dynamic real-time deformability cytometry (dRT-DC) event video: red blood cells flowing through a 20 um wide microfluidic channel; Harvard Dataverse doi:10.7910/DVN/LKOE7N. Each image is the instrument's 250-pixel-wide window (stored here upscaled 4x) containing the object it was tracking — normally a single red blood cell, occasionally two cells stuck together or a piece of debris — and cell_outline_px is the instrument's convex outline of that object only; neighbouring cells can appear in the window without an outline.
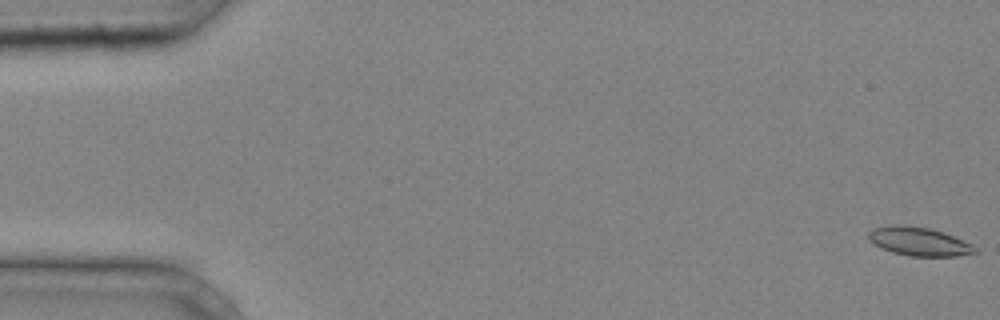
{"species": "common noctule bat (a hibernating species)", "species_latin": "Nyctalus noctula", "temperature_condition": "cold", "stored_images_in_passage": 42, "camera_frame_rate_fps": 3000, "um_per_image_px": 0.085, "animal": {"sex": "male", "body_mass_g": 20.4}, "frame": {"image": 1, "passage_image": 1, "time_ms": 0.0, "image_size_px": [1000, 320], "cell_outline_px": [[980, 252], [956, 256], [908, 256], [892, 252], [880, 248], [872, 244], [868, 240], [868, 232], [872, 228], [892, 224], [904, 224], [928, 228], [944, 232], [972, 244]], "centroid_in_image_um": [78.07, 20.52], "position_along_channel_um": 6.9, "area_um2": 18.09}}
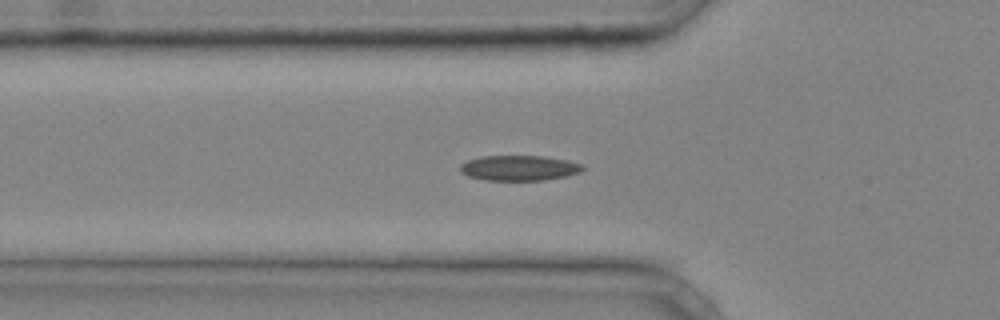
{"frame": {"image": 2, "passage_image": 15, "time_ms": 4.667, "image_size_px": [1000, 320], "cell_outline_px": [[584, 168], [580, 172], [564, 176], [544, 180], [484, 180], [468, 176], [460, 172], [460, 164], [468, 160], [480, 156], [544, 156], [568, 160], [584, 164]], "centroid_in_image_um": [44.12, 14.27], "position_along_channel_um": 81.7, "area_um2": 18.09}}
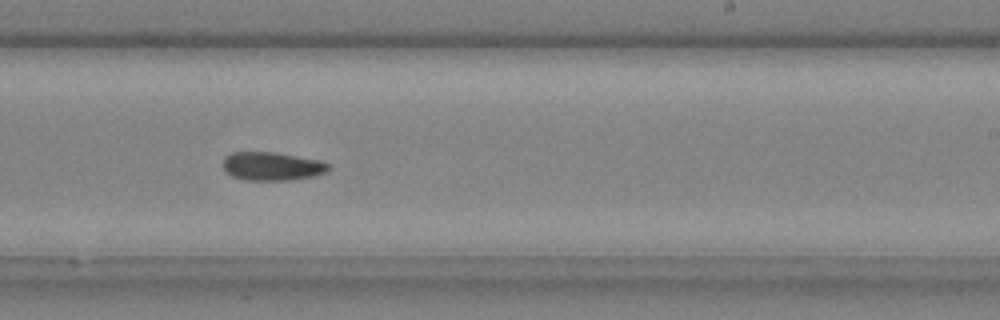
{"frame": {"image": 3, "passage_image": 27, "time_ms": 8.667, "image_size_px": [1000, 320], "cell_outline_px": [[328, 172], [312, 176], [288, 180], [244, 180], [232, 176], [224, 168], [224, 156], [232, 152], [272, 152], [320, 160], [328, 164]], "centroid_in_image_um": [23.1, 14.13], "position_along_channel_um": 265.9, "area_um2": 17.28}}